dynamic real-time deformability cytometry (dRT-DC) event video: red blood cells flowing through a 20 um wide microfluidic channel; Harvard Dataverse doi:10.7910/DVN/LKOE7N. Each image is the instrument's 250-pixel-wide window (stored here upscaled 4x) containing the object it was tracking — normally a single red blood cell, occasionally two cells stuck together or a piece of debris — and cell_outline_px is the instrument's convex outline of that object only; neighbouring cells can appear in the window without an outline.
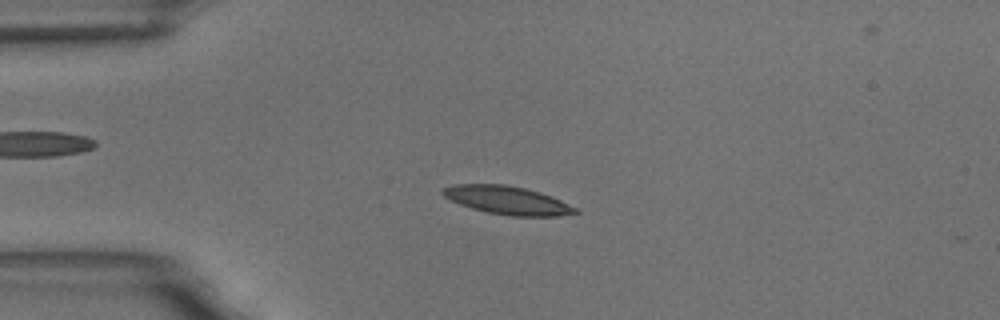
{"species": "common noctule bat (a hibernating species)", "species_latin": "Nyctalus noctula", "temperature_condition": "room temperature", "stored_images_in_passage": 58, "camera_frame_rate_fps": 3000, "um_per_image_px": 0.085, "animal": {"sex": "male", "body_mass_g": 18.8}, "frame": {"image": 1, "passage_image": 14, "time_ms": 4.333, "image_size_px": [1000, 320], "cell_outline_px": [[580, 212], [560, 216], [508, 216], [488, 212], [472, 208], [460, 204], [444, 196], [440, 192], [440, 188], [452, 184], [504, 184], [524, 188], [540, 192], [552, 196], [576, 208]], "centroid_in_image_um": [43.1, 17.01], "position_along_channel_um": 41.9, "area_um2": 21.85}}
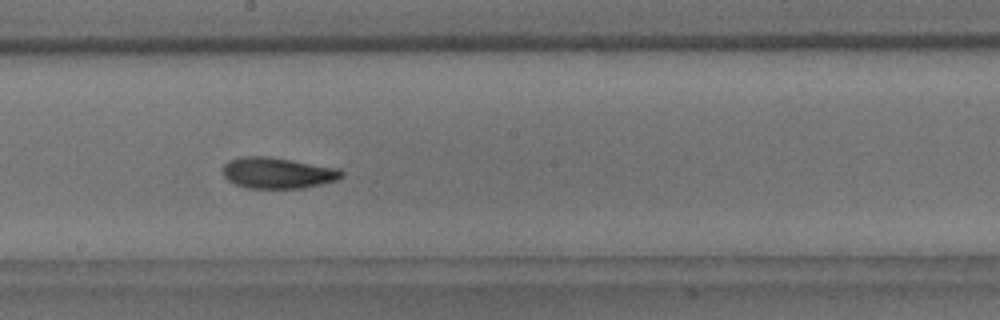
{"frame": {"image": 2, "passage_image": 32, "time_ms": 10.333, "image_size_px": [1000, 320], "cell_outline_px": [[344, 176], [336, 180], [320, 184], [300, 188], [248, 188], [236, 184], [228, 180], [224, 176], [224, 164], [228, 160], [240, 156], [268, 156], [340, 168], [344, 172]], "centroid_in_image_um": [23.61, 14.68], "position_along_channel_um": 224.6, "area_um2": 21.5}}
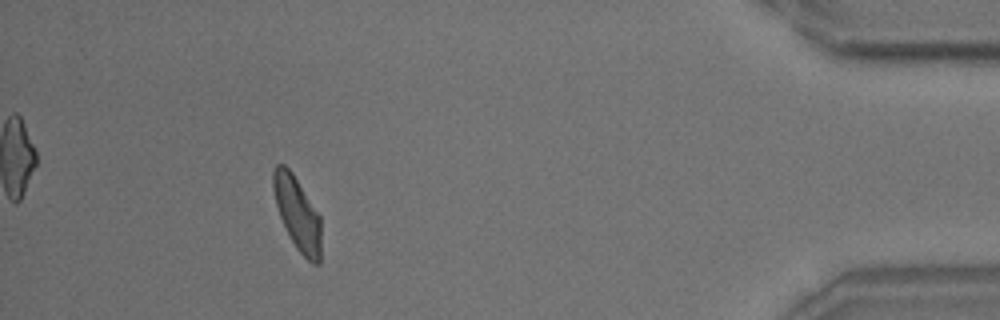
{"frame": {"image": 3, "passage_image": 53, "time_ms": 17.333, "image_size_px": [1000, 320], "cell_outline_px": [[320, 264], [312, 264], [296, 248], [280, 216], [276, 204], [272, 188], [272, 172], [276, 164], [284, 164], [292, 172], [320, 216]], "centroid_in_image_um": [25.26, 18.12], "position_along_channel_um": 409.9, "area_um2": 20.11}, "authors_computed_cell_mechanics": {"area_um2": 20.8658, "velocity_mm_per_s": 3.4497, "shape_relaxation_time_tau1_ms": 8.0632, "shape_relaxation_time_tau2_ms": 2.8688, "deformation_change_tau1": 0.1797, "deformation_change_tau2": 0.0872}}